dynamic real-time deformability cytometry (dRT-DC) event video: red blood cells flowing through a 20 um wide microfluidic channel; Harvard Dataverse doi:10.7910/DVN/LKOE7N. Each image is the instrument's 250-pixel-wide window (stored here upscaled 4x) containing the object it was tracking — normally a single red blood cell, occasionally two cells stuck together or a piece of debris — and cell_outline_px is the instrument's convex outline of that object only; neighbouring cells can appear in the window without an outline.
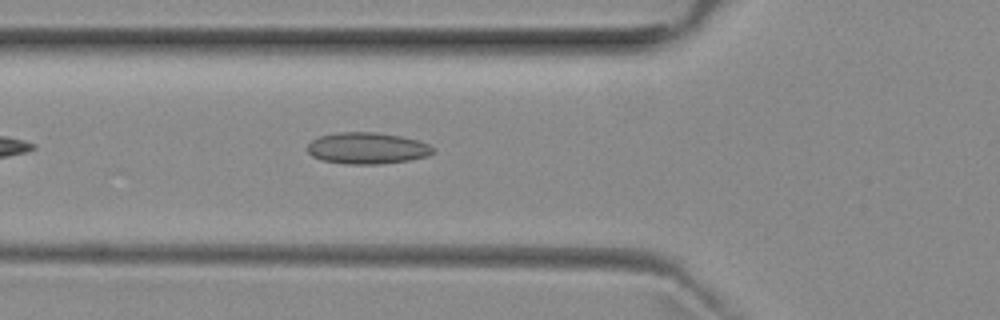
{"species": "common noctule bat (a hibernating species)", "species_latin": "Nyctalus noctula", "temperature_condition": "room temperature", "stored_images_in_passage": 18, "camera_frame_rate_fps": 3000, "um_per_image_px": 0.085, "animal": {"sex": "female", "body_mass_g": 29.2, "forearm_length_mm": 56.3}, "frame": {"image": 1, "passage_image": 6, "time_ms": 1.667, "image_size_px": [1000, 320], "cell_outline_px": [[436, 152], [428, 156], [408, 160], [380, 164], [348, 164], [324, 160], [312, 156], [308, 152], [308, 144], [312, 140], [320, 136], [340, 132], [376, 132], [400, 136], [416, 140], [428, 144]], "centroid_in_image_um": [31.22, 12.6], "position_along_channel_um": 94.6, "area_um2": 22.83}}
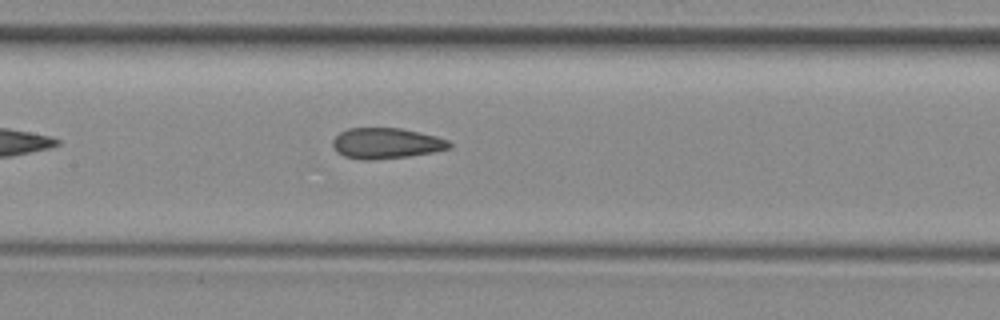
{"frame": {"image": 2, "passage_image": 12, "time_ms": 3.667, "image_size_px": [1000, 320], "cell_outline_px": [[452, 148], [432, 152], [408, 156], [372, 160], [364, 160], [344, 156], [336, 152], [332, 144], [332, 140], [340, 132], [348, 128], [400, 128], [420, 132], [436, 136], [448, 140], [452, 144]], "centroid_in_image_um": [32.82, 12.18], "position_along_channel_um": 174.6, "area_um2": 20.92}}
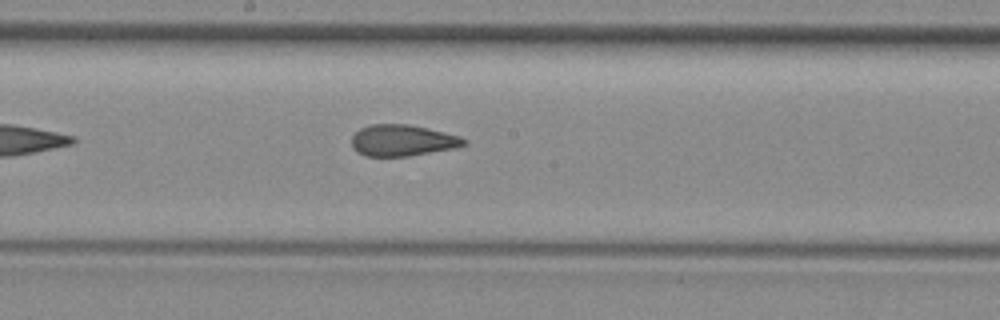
{"frame": {"image": 3, "passage_image": 15, "time_ms": 4.667, "image_size_px": [1000, 320], "cell_outline_px": [[468, 144], [456, 148], [408, 156], [364, 156], [356, 152], [352, 148], [352, 136], [360, 128], [368, 124], [408, 124], [428, 128], [460, 136], [468, 140]], "centroid_in_image_um": [34.21, 11.93], "position_along_channel_um": 214.0, "area_um2": 20.75}}